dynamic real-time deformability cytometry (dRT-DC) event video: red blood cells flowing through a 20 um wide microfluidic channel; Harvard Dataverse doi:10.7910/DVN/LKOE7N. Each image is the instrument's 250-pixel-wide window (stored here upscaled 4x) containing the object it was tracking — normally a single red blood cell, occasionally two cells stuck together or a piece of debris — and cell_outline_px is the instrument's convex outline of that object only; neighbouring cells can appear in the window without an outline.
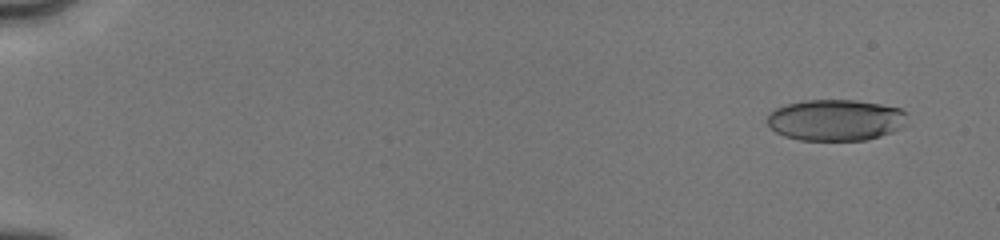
{"species": "human", "species_latin": "Homo sapiens", "temperature_condition": "cold", "stored_images_in_passage": 12, "camera_frame_rate_fps": 3000, "um_per_image_px": 0.085, "donor": {"sex": "male"}, "frame": {"image": 1, "passage_image": 2, "time_ms": 0.667, "image_size_px": [1000, 240], "cell_outline_px": [[908, 124], [904, 128], [868, 140], [800, 140], [784, 136], [776, 132], [768, 124], [768, 112], [776, 108], [788, 104], [804, 100], [856, 100], [880, 104], [900, 108], [908, 112]], "centroid_in_image_um": [71.1, 10.2], "position_along_channel_um": 13.9, "area_um2": 34.1}}
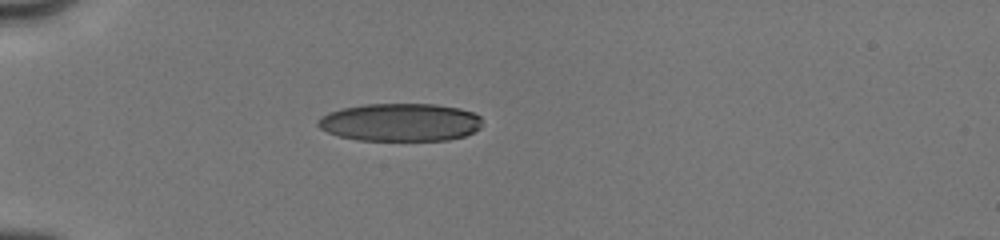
{"frame": {"image": 2, "passage_image": 8, "time_ms": 5.0, "image_size_px": [1000, 240], "cell_outline_px": [[480, 128], [464, 136], [448, 140], [356, 140], [340, 136], [328, 132], [320, 128], [316, 124], [316, 120], [320, 116], [328, 112], [344, 108], [364, 104], [436, 104], [460, 108], [472, 112], [480, 116]], "centroid_in_image_um": [33.99, 10.39], "position_along_channel_um": 51.0, "area_um2": 36.36}}
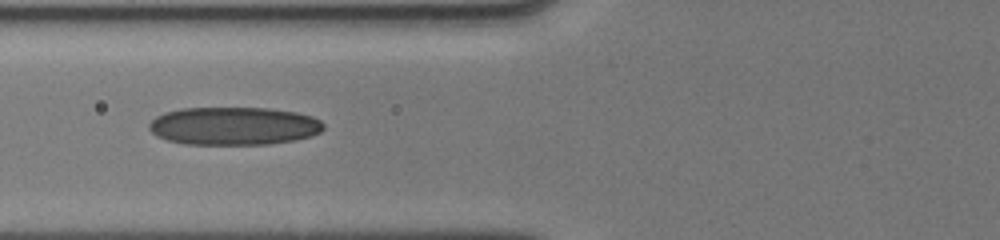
{"frame": {"image": 3, "passage_image": 11, "time_ms": 7.0, "image_size_px": [1000, 240], "cell_outline_px": [[324, 128], [320, 132], [312, 136], [296, 140], [268, 144], [184, 144], [168, 140], [156, 136], [148, 128], [148, 124], [156, 116], [164, 112], [180, 108], [268, 108], [296, 112], [312, 116], [320, 120], [324, 124]], "centroid_in_image_um": [19.87, 10.7], "position_along_channel_um": 105.9, "area_um2": 38.9}}